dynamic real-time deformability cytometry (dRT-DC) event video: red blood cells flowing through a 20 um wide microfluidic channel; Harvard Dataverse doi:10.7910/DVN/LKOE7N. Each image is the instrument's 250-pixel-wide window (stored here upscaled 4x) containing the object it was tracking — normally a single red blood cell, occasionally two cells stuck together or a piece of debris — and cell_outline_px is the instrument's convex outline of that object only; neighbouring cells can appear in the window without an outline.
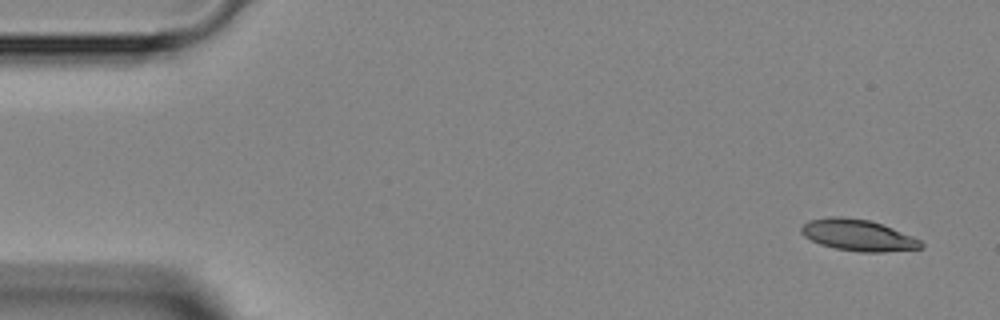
{"species": "Egyptian fruit bat (a non-hibernating species)", "species_latin": "Rousettus aegyptiacus", "temperature_condition": "room temperature", "stored_images_in_passage": 4, "camera_frame_rate_fps": 3000, "um_per_image_px": 0.085, "animal": {"sex": "female"}, "frame": {"image": 1, "passage_image": 1, "time_ms": 0.0, "image_size_px": [1000, 320], "cell_outline_px": [[924, 248], [884, 252], [860, 252], [836, 248], [820, 244], [804, 236], [800, 232], [800, 228], [808, 220], [828, 216], [840, 216], [868, 220], [892, 228], [912, 236], [920, 240], [924, 244]], "centroid_in_image_um": [72.92, 19.99], "position_along_channel_um": 12.1, "area_um2": 21.85}}
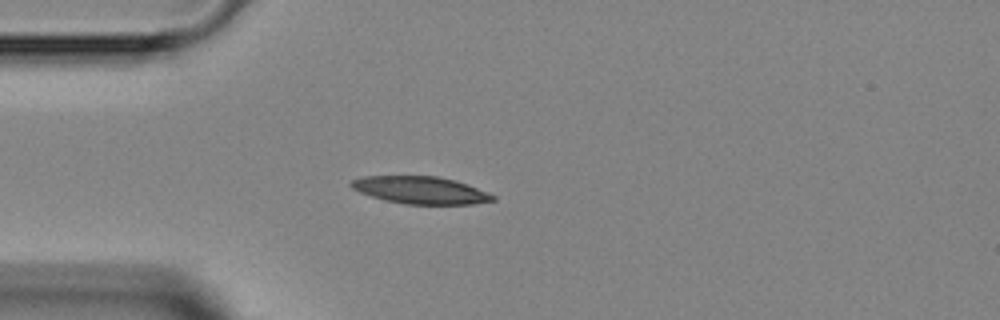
{"frame": {"image": 2, "passage_image": 4, "time_ms": 3.333, "image_size_px": [1000, 320], "cell_outline_px": [[496, 200], [472, 204], [404, 204], [384, 200], [360, 192], [352, 188], [348, 184], [352, 180], [364, 176], [436, 176], [456, 180], [468, 184], [488, 192], [496, 196]], "centroid_in_image_um": [35.77, 16.16], "position_along_channel_um": 49.2, "area_um2": 22.66}}